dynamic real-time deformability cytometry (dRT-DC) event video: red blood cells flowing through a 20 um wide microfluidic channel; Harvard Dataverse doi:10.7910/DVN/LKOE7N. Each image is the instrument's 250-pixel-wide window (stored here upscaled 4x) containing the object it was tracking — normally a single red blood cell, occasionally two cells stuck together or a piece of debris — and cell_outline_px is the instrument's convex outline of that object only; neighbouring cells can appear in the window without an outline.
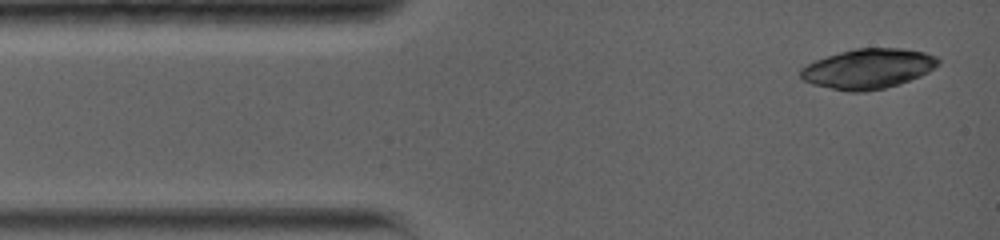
{"species": "common noctule bat (a hibernating species)", "species_latin": "Nyctalus noctula", "temperature_condition": "warm", "stored_images_in_passage": 3, "camera_frame_rate_fps": 5000, "um_per_image_px": 0.085, "animal": {"sex": "female", "body_mass_g": 19.0, "forearm_length_mm": 56.7}, "frame": {"image": 1, "passage_image": 1, "time_ms": 0.0, "image_size_px": [1000, 240], "cell_outline_px": [[940, 64], [928, 72], [920, 76], [900, 84], [884, 88], [864, 92], [848, 92], [812, 84], [804, 80], [800, 76], [800, 68], [816, 60], [840, 52], [856, 48], [904, 48], [924, 52], [936, 56], [940, 60]], "centroid_in_image_um": [73.82, 5.84], "position_along_channel_um": 11.2, "area_um2": 32.08}}